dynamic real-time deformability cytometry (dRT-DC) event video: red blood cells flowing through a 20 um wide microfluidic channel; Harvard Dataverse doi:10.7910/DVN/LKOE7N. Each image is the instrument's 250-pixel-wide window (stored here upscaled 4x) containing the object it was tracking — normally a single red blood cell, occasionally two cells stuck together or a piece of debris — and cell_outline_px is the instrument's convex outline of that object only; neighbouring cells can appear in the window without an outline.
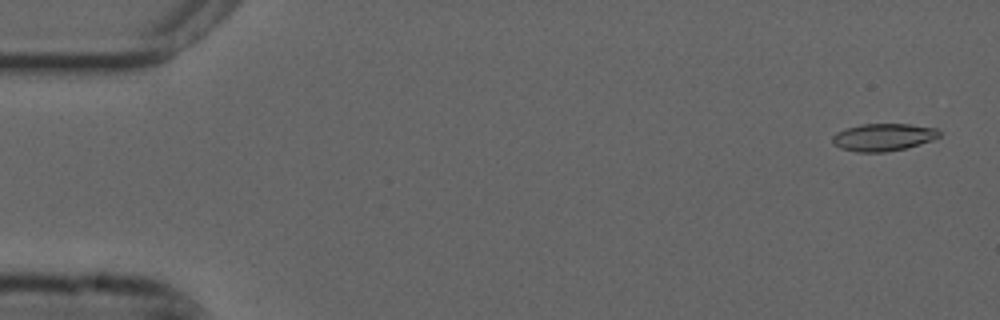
{"species": "common noctule bat (a hibernating species)", "species_latin": "Nyctalus noctula", "temperature_condition": "cold", "stored_images_in_passage": 54, "camera_frame_rate_fps": 3000, "um_per_image_px": 0.085, "animal": {"sex": "male", "forearm_length_mm": 52.5}, "frame": {"image": 1, "passage_image": 2, "time_ms": 0.333, "image_size_px": [1000, 320], "cell_outline_px": [[940, 136], [932, 140], [904, 148], [884, 152], [856, 152], [840, 148], [832, 144], [832, 136], [836, 132], [860, 124], [908, 124], [936, 128], [940, 132]], "centroid_in_image_um": [75.04, 11.66], "position_along_channel_um": 10.0, "area_um2": 16.99}}
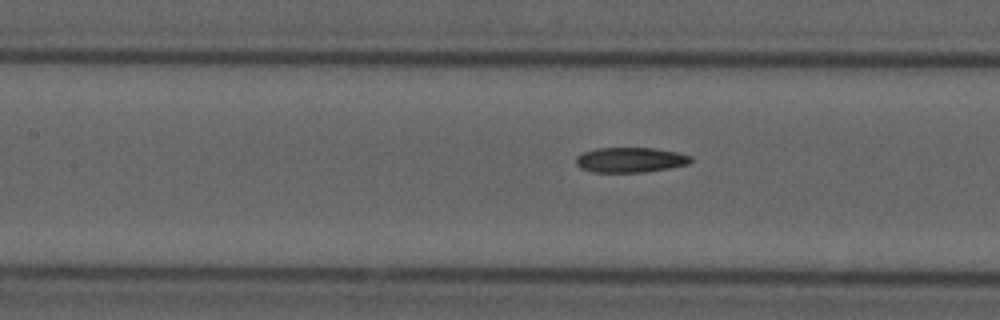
{"frame": {"image": 2, "passage_image": 24, "time_ms": 7.667, "image_size_px": [1000, 320], "cell_outline_px": [[692, 160], [688, 164], [668, 168], [644, 172], [592, 172], [580, 168], [576, 164], [576, 156], [584, 152], [596, 148], [652, 148], [676, 152], [692, 156]], "centroid_in_image_um": [53.55, 13.59], "position_along_channel_um": 153.8, "area_um2": 16.7}}
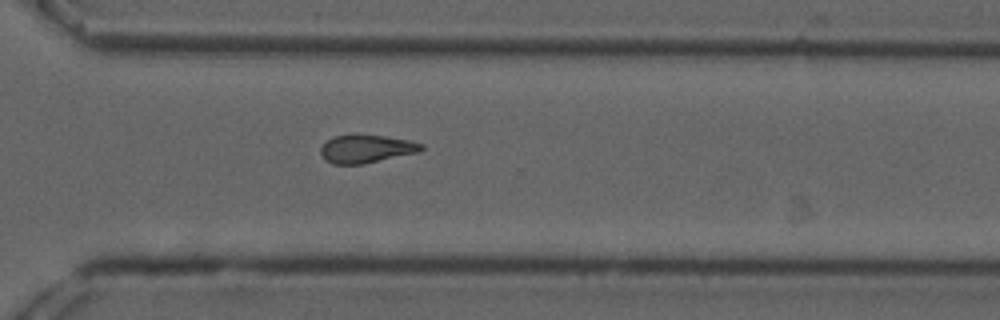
{"frame": {"image": 3, "passage_image": 39, "time_ms": 12.667, "image_size_px": [1000, 320], "cell_outline_px": [[424, 148], [420, 152], [364, 164], [332, 164], [324, 160], [320, 152], [320, 148], [332, 136], [384, 136], [408, 140], [424, 144]], "centroid_in_image_um": [31.15, 12.68], "position_along_channel_um": 339.5, "area_um2": 16.3}, "authors_computed_cell_mechanics": {"area_um2": 16.9932, "velocity_mm_per_s": 3.7255, "shape_relaxation_time_tau1_ms": null, "shape_relaxation_time_tau2_ms": 4.8931, "deformation_change_tau1": null, "deformation_change_tau2": 0.129}}